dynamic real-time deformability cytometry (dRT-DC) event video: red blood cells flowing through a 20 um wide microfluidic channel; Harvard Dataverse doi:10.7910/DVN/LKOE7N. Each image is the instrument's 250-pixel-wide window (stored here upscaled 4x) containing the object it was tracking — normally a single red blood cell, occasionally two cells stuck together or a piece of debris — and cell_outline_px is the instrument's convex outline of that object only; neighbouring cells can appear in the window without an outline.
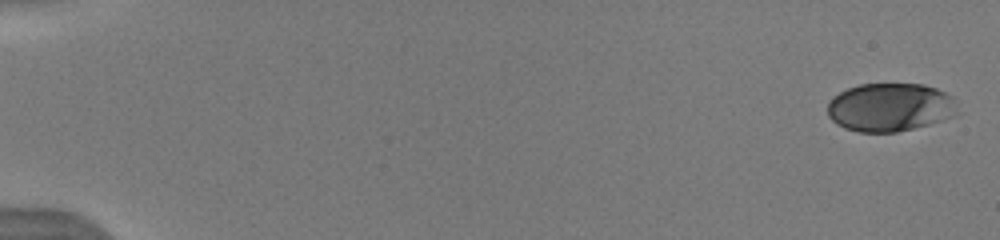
{"species": "human", "species_latin": "Homo sapiens", "temperature_condition": "warm", "stored_images_in_passage": 20, "camera_frame_rate_fps": 3000, "um_per_image_px": 0.085, "donor": {"sex": "male"}, "frame": {"image": 1, "passage_image": 1, "time_ms": 0.0, "image_size_px": [1000, 240], "cell_outline_px": [[952, 100], [940, 120], [928, 124], [896, 132], [860, 132], [844, 128], [836, 124], [828, 116], [828, 100], [840, 92], [848, 88], [860, 84], [924, 84], [936, 88], [952, 96]], "centroid_in_image_um": [75.45, 9.1], "position_along_channel_um": 9.5, "area_um2": 35.37}}
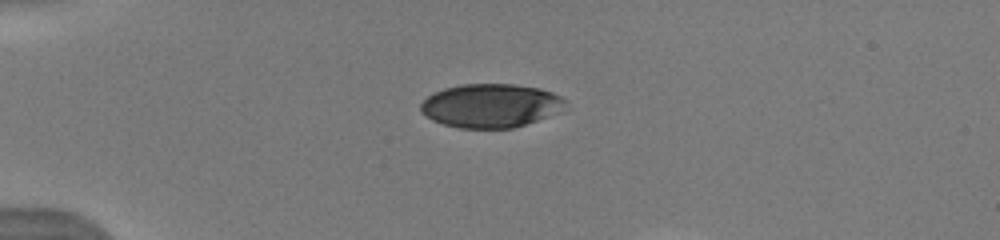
{"frame": {"image": 2, "passage_image": 12, "time_ms": 4.333, "image_size_px": [1000, 240], "cell_outline_px": [[568, 100], [564, 112], [512, 128], [460, 128], [444, 124], [432, 120], [420, 112], [420, 104], [432, 92], [444, 88], [460, 84], [516, 84], [540, 88], [552, 92]], "centroid_in_image_um": [41.76, 8.97], "position_along_channel_um": 43.2, "area_um2": 37.4}}
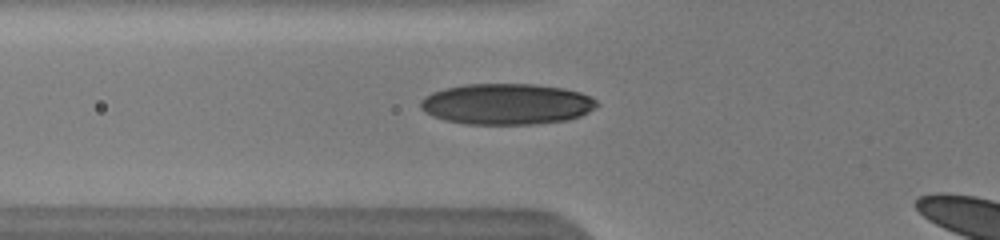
{"frame": {"image": 3, "passage_image": 17, "time_ms": 6.333, "image_size_px": [1000, 240], "cell_outline_px": [[600, 104], [596, 108], [580, 116], [568, 120], [536, 124], [464, 124], [444, 120], [432, 116], [424, 112], [420, 108], [420, 100], [424, 96], [432, 92], [444, 88], [464, 84], [532, 84], [564, 88], [580, 92], [596, 100]], "centroid_in_image_um": [43.04, 8.85], "position_along_channel_um": 82.8, "area_um2": 42.48}}